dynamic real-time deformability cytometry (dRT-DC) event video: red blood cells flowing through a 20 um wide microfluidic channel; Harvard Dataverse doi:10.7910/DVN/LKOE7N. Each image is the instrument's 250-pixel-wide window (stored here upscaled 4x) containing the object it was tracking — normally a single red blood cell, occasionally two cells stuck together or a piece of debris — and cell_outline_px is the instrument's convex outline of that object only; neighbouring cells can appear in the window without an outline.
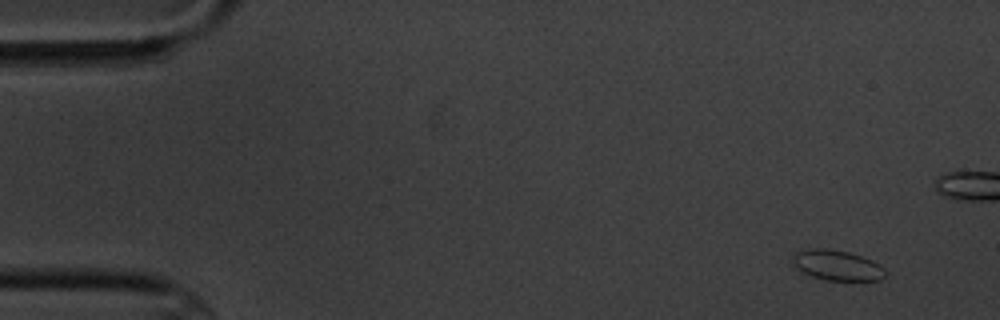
{"species": "common noctule bat (a hibernating species)", "species_latin": "Nyctalus noctula", "temperature_condition": "cold", "stored_images_in_passage": 4, "camera_frame_rate_fps": 3000, "um_per_image_px": 0.085, "animal": {"sex": "male", "body_mass_g": 20.1, "forearm_length_mm": 53.5}, "frame": {"image": 1, "passage_image": 1, "time_ms": 0.0, "image_size_px": [1000, 320], "cell_outline_px": [[888, 276], [880, 280], [824, 280], [812, 276], [796, 268], [792, 260], [792, 256], [796, 252], [808, 248], [828, 248], [848, 252], [872, 260], [884, 268], [888, 272]], "centroid_in_image_um": [71.17, 22.55], "position_along_channel_um": 13.8, "area_um2": 16.47}}